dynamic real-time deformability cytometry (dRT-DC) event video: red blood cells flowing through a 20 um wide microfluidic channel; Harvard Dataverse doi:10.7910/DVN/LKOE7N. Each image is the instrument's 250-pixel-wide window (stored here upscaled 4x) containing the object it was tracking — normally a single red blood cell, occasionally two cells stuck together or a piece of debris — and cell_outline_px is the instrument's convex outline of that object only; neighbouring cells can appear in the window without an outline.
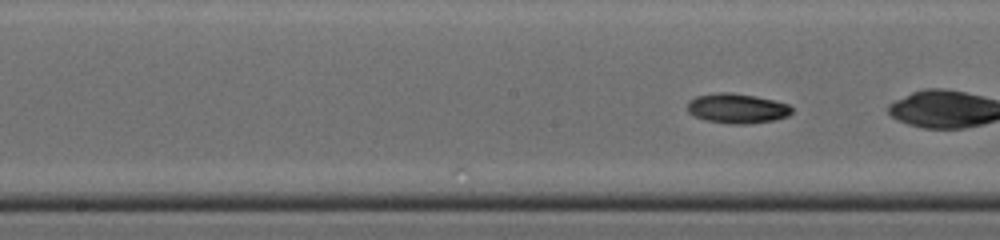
{"species": "common noctule bat (a hibernating species)", "species_latin": "Nyctalus noctula", "temperature_condition": "cold", "stored_images_in_passage": 16, "camera_frame_rate_fps": 3000, "um_per_image_px": 0.085, "animal": {"sex": "male", "body_mass_g": 19.0, "forearm_length_mm": 50.8}, "frame": {"image": 1, "passage_image": 16, "time_ms": 5.0, "image_size_px": [1000, 240], "cell_outline_px": [[792, 112], [788, 116], [772, 120], [744, 124], [728, 124], [704, 120], [688, 112], [688, 100], [696, 96], [720, 92], [732, 92], [756, 96], [776, 100], [788, 104], [792, 108]], "centroid_in_image_um": [62.65, 9.2], "position_along_channel_um": 185.6, "area_um2": 18.21}}